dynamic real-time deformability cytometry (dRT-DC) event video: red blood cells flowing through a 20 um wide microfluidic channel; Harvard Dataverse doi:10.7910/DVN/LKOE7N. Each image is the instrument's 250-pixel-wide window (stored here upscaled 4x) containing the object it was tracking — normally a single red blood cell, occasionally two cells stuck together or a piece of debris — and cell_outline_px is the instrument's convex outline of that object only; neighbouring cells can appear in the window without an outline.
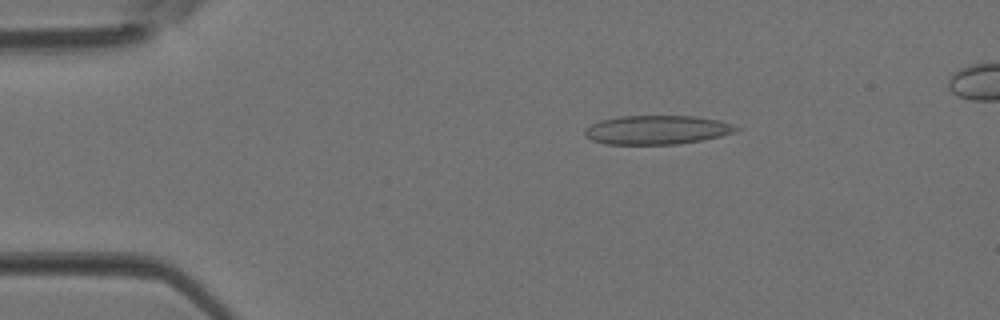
{"species": "Egyptian fruit bat (a non-hibernating species)", "species_latin": "Rousettus aegyptiacus", "temperature_condition": "room temperature", "stored_images_in_passage": 41, "camera_frame_rate_fps": 3000, "um_per_image_px": 0.085, "animal": {"sex": "female"}, "frame": {"image": 1, "passage_image": 7, "time_ms": 2.0, "image_size_px": [1000, 320], "cell_outline_px": [[740, 128], [736, 132], [720, 136], [680, 144], [604, 144], [592, 140], [584, 136], [584, 128], [600, 120], [620, 116], [692, 116], [720, 120], [732, 124]], "centroid_in_image_um": [55.82, 11.04], "position_along_channel_um": 29.2, "area_um2": 25.61}}
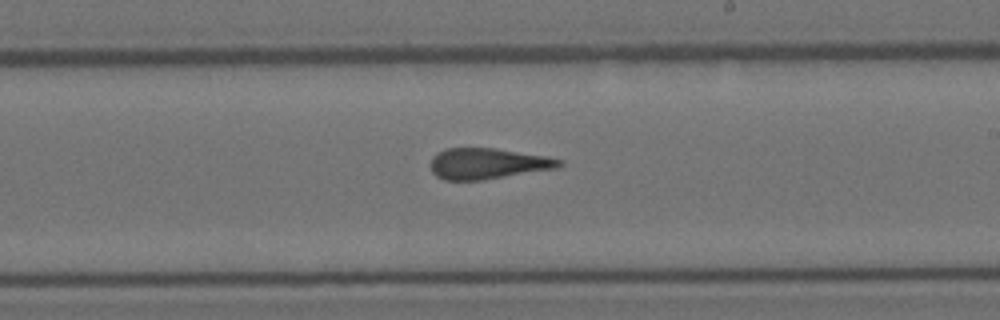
{"frame": {"image": 2, "passage_image": 24, "time_ms": 7.667, "image_size_px": [1000, 320], "cell_outline_px": [[564, 164], [556, 168], [484, 180], [444, 180], [436, 176], [432, 172], [432, 156], [436, 152], [444, 148], [496, 148], [544, 156], [564, 160]], "centroid_in_image_um": [41.44, 13.9], "position_along_channel_um": 247.6, "area_um2": 23.18}}
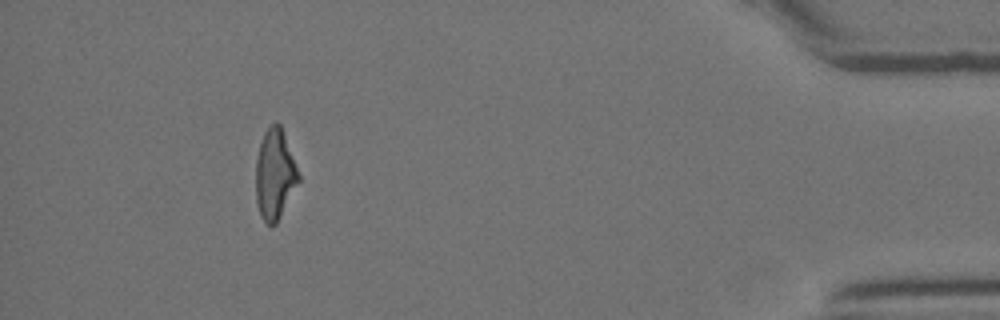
{"frame": {"image": 3, "passage_image": 38, "time_ms": 12.333, "image_size_px": [1000, 320], "cell_outline_px": [[300, 180], [276, 224], [268, 224], [260, 216], [256, 200], [256, 160], [260, 144], [264, 132], [276, 120], [280, 124], [300, 176]], "centroid_in_image_um": [23.35, 14.82], "position_along_channel_um": 411.8, "area_um2": 22.2}}